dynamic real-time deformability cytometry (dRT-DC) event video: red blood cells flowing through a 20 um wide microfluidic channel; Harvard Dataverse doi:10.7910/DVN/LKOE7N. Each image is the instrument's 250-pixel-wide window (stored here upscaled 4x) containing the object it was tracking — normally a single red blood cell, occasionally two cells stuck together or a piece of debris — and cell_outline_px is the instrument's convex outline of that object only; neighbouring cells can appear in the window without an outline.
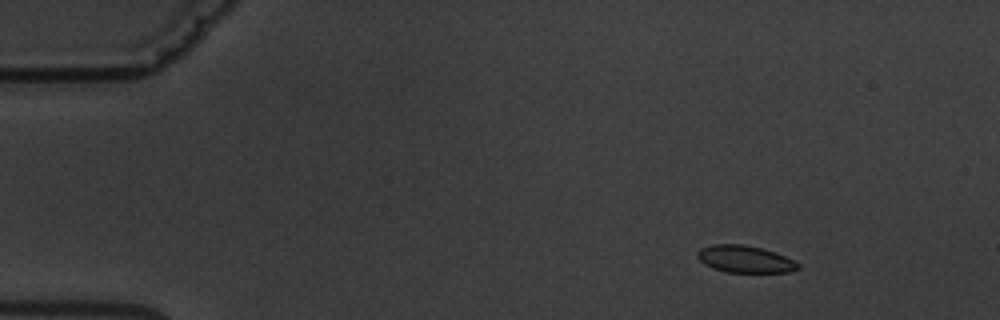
{"species": "common noctule bat (a hibernating species)", "species_latin": "Nyctalus noctula", "temperature_condition": "warm", "stored_images_in_passage": 6, "camera_frame_rate_fps": 3000, "um_per_image_px": 0.085, "animal": {"sex": "male", "body_mass_g": 19.5, "forearm_length_mm": 54.6}, "frame": {"image": 1, "passage_image": 3, "time_ms": 2.333, "image_size_px": [1000, 320], "cell_outline_px": [[800, 268], [792, 272], [724, 272], [712, 268], [704, 264], [696, 256], [696, 252], [700, 248], [712, 244], [744, 244], [776, 252], [800, 264]], "centroid_in_image_um": [63.3, 22.02], "position_along_channel_um": 21.7, "area_um2": 16.01}}
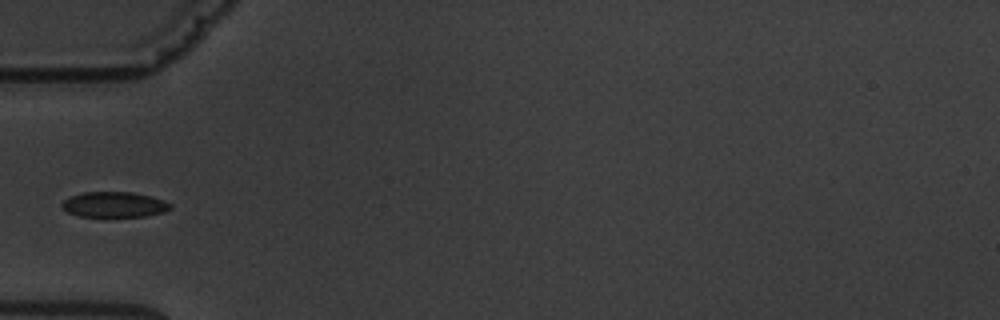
{"frame": {"image": 2, "passage_image": 6, "time_ms": 6.333, "image_size_px": [1000, 320], "cell_outline_px": [[172, 208], [164, 212], [148, 216], [76, 216], [68, 212], [60, 204], [68, 196], [80, 192], [132, 192], [152, 196], [164, 200], [172, 204]], "centroid_in_image_um": [9.72, 17.38], "position_along_channel_um": 75.3, "area_um2": 16.24}}